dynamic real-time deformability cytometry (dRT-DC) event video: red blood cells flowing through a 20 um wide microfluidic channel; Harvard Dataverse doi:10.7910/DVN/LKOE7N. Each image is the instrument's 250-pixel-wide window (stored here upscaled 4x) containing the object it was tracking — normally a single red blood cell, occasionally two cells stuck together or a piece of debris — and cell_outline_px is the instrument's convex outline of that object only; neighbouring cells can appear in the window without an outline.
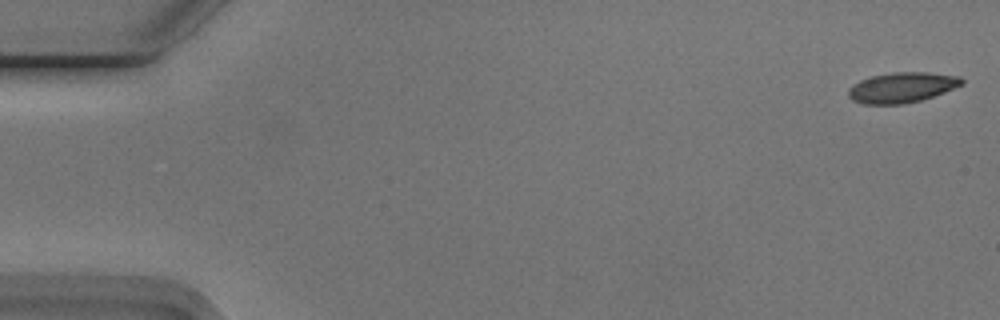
{"species": "Egyptian fruit bat (a non-hibernating species)", "species_latin": "Rousettus aegyptiacus", "temperature_condition": "cold", "stored_images_in_passage": 43, "camera_frame_rate_fps": 3000, "um_per_image_px": 0.085, "animal": {"sex": "male"}, "frame": {"image": 1, "passage_image": 1, "time_ms": 0.0, "image_size_px": [1000, 320], "cell_outline_px": [[964, 84], [944, 92], [920, 100], [904, 104], [864, 104], [852, 100], [848, 96], [848, 88], [852, 84], [860, 80], [872, 76], [892, 72], [928, 72], [960, 76], [964, 80]], "centroid_in_image_um": [76.65, 7.43], "position_along_channel_um": 8.3, "area_um2": 20.11}}
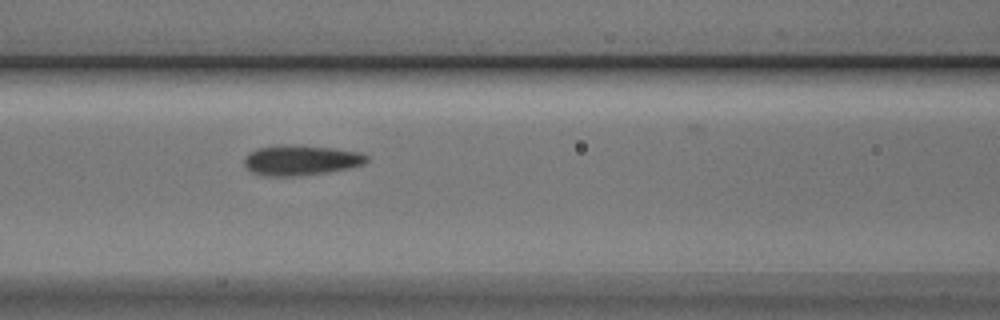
{"frame": {"image": 2, "passage_image": 23, "time_ms": 7.333, "image_size_px": [1000, 320], "cell_outline_px": [[368, 160], [364, 164], [348, 168], [324, 172], [292, 176], [268, 176], [252, 172], [244, 164], [244, 156], [248, 152], [256, 148], [284, 144], [300, 144], [332, 148], [360, 152], [368, 156]], "centroid_in_image_um": [25.54, 13.59], "position_along_channel_um": 141.1, "area_um2": 21.62}}
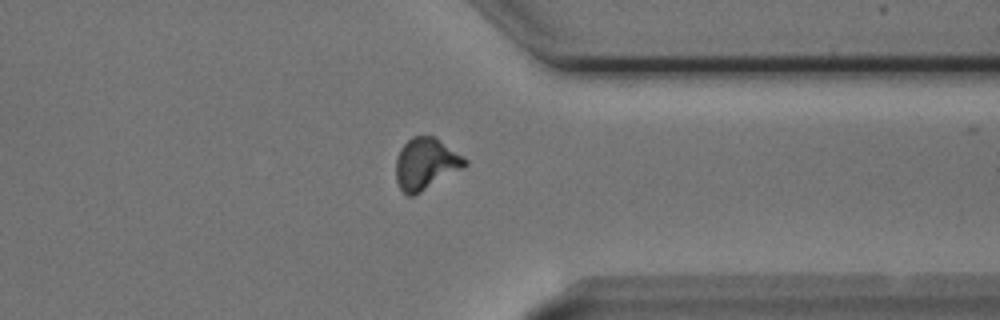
{"frame": {"image": 3, "passage_image": 42, "time_ms": 13.667, "image_size_px": [1000, 320], "cell_outline_px": [[468, 164], [464, 168], [420, 192], [412, 196], [408, 196], [400, 188], [396, 180], [396, 160], [400, 148], [412, 136], [436, 136], [464, 156], [468, 160]], "centroid_in_image_um": [36.22, 13.9], "position_along_channel_um": 375.2, "area_um2": 20.87}}